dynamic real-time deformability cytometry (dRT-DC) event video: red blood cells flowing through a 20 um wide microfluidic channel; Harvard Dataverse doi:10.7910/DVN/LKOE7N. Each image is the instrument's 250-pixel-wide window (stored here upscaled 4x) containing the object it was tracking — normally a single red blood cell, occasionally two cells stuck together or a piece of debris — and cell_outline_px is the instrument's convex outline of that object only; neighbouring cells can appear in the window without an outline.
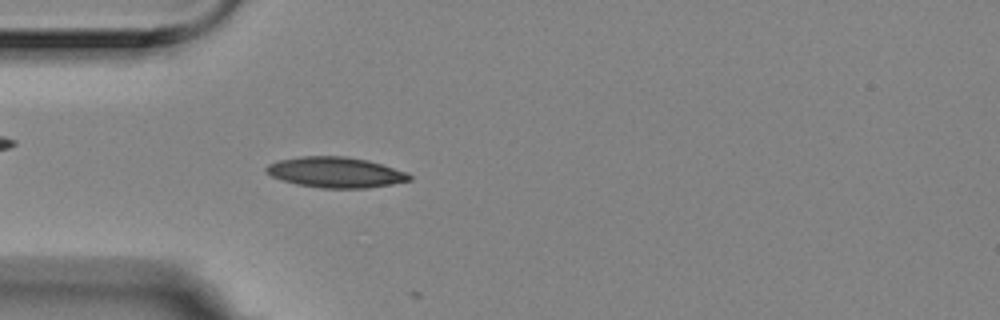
{"species": "Egyptian fruit bat (a non-hibernating species)", "species_latin": "Rousettus aegyptiacus", "temperature_condition": "room temperature", "stored_images_in_passage": 4, "camera_frame_rate_fps": 3000, "um_per_image_px": 0.085, "animal": {"sex": "female"}, "frame": {"image": 1, "passage_image": 4, "time_ms": 1.0, "image_size_px": [1000, 320], "cell_outline_px": [[412, 180], [392, 184], [368, 188], [320, 188], [296, 184], [272, 176], [264, 172], [264, 168], [268, 164], [280, 160], [300, 156], [344, 156], [368, 160], [408, 172], [412, 176]], "centroid_in_image_um": [28.54, 14.65], "position_along_channel_um": 56.5, "area_um2": 25.61}}